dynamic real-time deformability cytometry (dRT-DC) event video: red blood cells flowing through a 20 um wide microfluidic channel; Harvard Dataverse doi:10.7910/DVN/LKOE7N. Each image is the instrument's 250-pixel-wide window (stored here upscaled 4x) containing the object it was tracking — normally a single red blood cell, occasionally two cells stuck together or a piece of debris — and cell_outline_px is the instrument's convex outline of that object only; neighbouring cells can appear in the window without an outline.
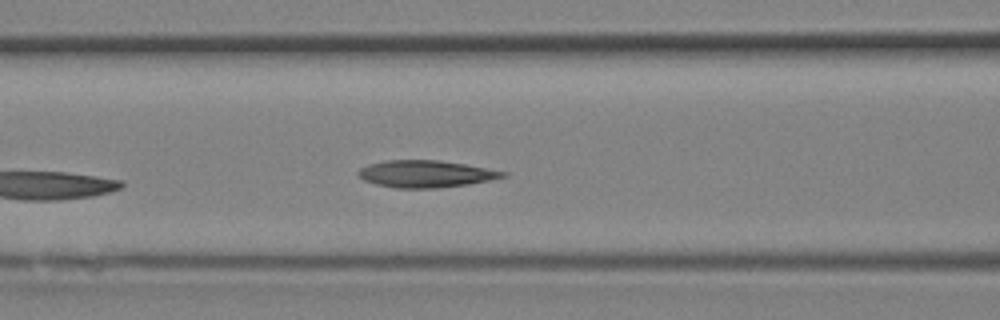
{"species": "Egyptian fruit bat (a non-hibernating species)", "species_latin": "Rousettus aegyptiacus", "temperature_condition": "room temperature", "stored_images_in_passage": 11, "camera_frame_rate_fps": 3000, "um_per_image_px": 0.085, "animal": {"sex": "female"}, "frame": {"image": 1, "passage_image": 11, "time_ms": 3.333, "image_size_px": [1000, 320], "cell_outline_px": [[508, 176], [468, 184], [436, 188], [396, 188], [376, 184], [364, 180], [356, 172], [360, 168], [368, 164], [388, 160], [440, 160], [464, 164], [508, 172]], "centroid_in_image_um": [36.18, 14.78], "position_along_channel_um": 130.4, "area_um2": 22.66}}